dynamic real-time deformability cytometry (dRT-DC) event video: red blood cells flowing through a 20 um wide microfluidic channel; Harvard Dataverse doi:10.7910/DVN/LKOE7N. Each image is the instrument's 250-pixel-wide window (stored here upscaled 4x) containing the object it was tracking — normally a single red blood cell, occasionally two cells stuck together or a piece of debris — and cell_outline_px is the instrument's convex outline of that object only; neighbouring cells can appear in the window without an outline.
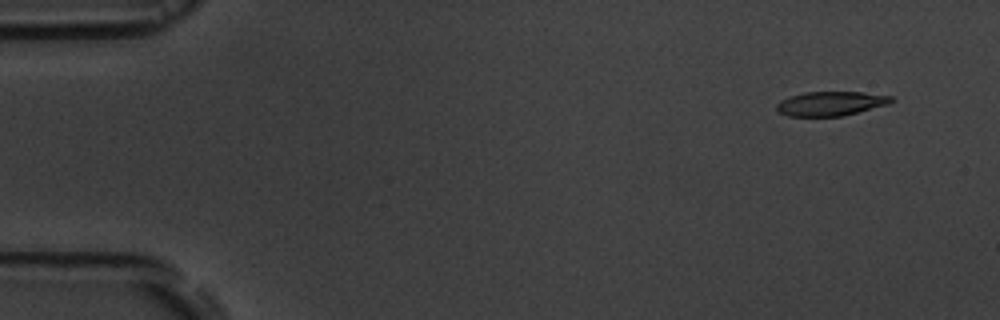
{"species": "common noctule bat (a hibernating species)", "species_latin": "Nyctalus noctula", "temperature_condition": "room temperature", "stored_images_in_passage": 4, "camera_frame_rate_fps": 3000, "um_per_image_px": 0.085, "animal": {"sex": "male", "body_mass_g": 19.5, "forearm_length_mm": 54.6}, "frame": {"image": 1, "passage_image": 1, "time_ms": 0.0, "image_size_px": [1000, 320], "cell_outline_px": [[896, 100], [888, 104], [840, 116], [788, 116], [780, 112], [776, 108], [776, 104], [780, 100], [788, 96], [804, 92], [860, 92], [892, 96]], "centroid_in_image_um": [70.58, 8.79], "position_along_channel_um": 14.4, "area_um2": 16.13}}